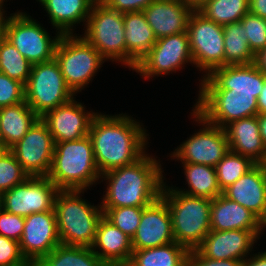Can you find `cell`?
I'll return each mask as SVG.
<instances>
[{
	"label": "cell",
	"instance_id": "obj_1",
	"mask_svg": "<svg viewBox=\"0 0 266 266\" xmlns=\"http://www.w3.org/2000/svg\"><path fill=\"white\" fill-rule=\"evenodd\" d=\"M146 132L142 123L126 113L112 116L97 112L89 128V136L100 174L140 159L149 140Z\"/></svg>",
	"mask_w": 266,
	"mask_h": 266
},
{
	"label": "cell",
	"instance_id": "obj_2",
	"mask_svg": "<svg viewBox=\"0 0 266 266\" xmlns=\"http://www.w3.org/2000/svg\"><path fill=\"white\" fill-rule=\"evenodd\" d=\"M155 157L144 154L136 162L112 169L101 175L107 188L101 208L147 207L161 195L163 169Z\"/></svg>",
	"mask_w": 266,
	"mask_h": 266
},
{
	"label": "cell",
	"instance_id": "obj_3",
	"mask_svg": "<svg viewBox=\"0 0 266 266\" xmlns=\"http://www.w3.org/2000/svg\"><path fill=\"white\" fill-rule=\"evenodd\" d=\"M47 177L59 190L85 191L97 183L101 174L95 162L90 136L55 143L52 164Z\"/></svg>",
	"mask_w": 266,
	"mask_h": 266
},
{
	"label": "cell",
	"instance_id": "obj_4",
	"mask_svg": "<svg viewBox=\"0 0 266 266\" xmlns=\"http://www.w3.org/2000/svg\"><path fill=\"white\" fill-rule=\"evenodd\" d=\"M84 190H59L54 200L60 243L67 246L92 247L99 221L104 216L101 206L89 204L80 195Z\"/></svg>",
	"mask_w": 266,
	"mask_h": 266
},
{
	"label": "cell",
	"instance_id": "obj_5",
	"mask_svg": "<svg viewBox=\"0 0 266 266\" xmlns=\"http://www.w3.org/2000/svg\"><path fill=\"white\" fill-rule=\"evenodd\" d=\"M165 184L160 197L170 212L174 240L189 251L195 250L211 231V199L187 195Z\"/></svg>",
	"mask_w": 266,
	"mask_h": 266
},
{
	"label": "cell",
	"instance_id": "obj_6",
	"mask_svg": "<svg viewBox=\"0 0 266 266\" xmlns=\"http://www.w3.org/2000/svg\"><path fill=\"white\" fill-rule=\"evenodd\" d=\"M54 58L74 95L87 87L106 61L95 47L77 34L61 35Z\"/></svg>",
	"mask_w": 266,
	"mask_h": 266
},
{
	"label": "cell",
	"instance_id": "obj_7",
	"mask_svg": "<svg viewBox=\"0 0 266 266\" xmlns=\"http://www.w3.org/2000/svg\"><path fill=\"white\" fill-rule=\"evenodd\" d=\"M83 37L107 61L121 62L126 66V42L123 13L110 9L96 0L90 10Z\"/></svg>",
	"mask_w": 266,
	"mask_h": 266
},
{
	"label": "cell",
	"instance_id": "obj_8",
	"mask_svg": "<svg viewBox=\"0 0 266 266\" xmlns=\"http://www.w3.org/2000/svg\"><path fill=\"white\" fill-rule=\"evenodd\" d=\"M49 33L26 12H16L4 19V38L33 65L54 58L60 33Z\"/></svg>",
	"mask_w": 266,
	"mask_h": 266
},
{
	"label": "cell",
	"instance_id": "obj_9",
	"mask_svg": "<svg viewBox=\"0 0 266 266\" xmlns=\"http://www.w3.org/2000/svg\"><path fill=\"white\" fill-rule=\"evenodd\" d=\"M74 96L67 87L55 58L32 65L25 85V102L39 118Z\"/></svg>",
	"mask_w": 266,
	"mask_h": 266
},
{
	"label": "cell",
	"instance_id": "obj_10",
	"mask_svg": "<svg viewBox=\"0 0 266 266\" xmlns=\"http://www.w3.org/2000/svg\"><path fill=\"white\" fill-rule=\"evenodd\" d=\"M194 110L208 123L224 128L232 121L258 114L257 93L199 89Z\"/></svg>",
	"mask_w": 266,
	"mask_h": 266
},
{
	"label": "cell",
	"instance_id": "obj_11",
	"mask_svg": "<svg viewBox=\"0 0 266 266\" xmlns=\"http://www.w3.org/2000/svg\"><path fill=\"white\" fill-rule=\"evenodd\" d=\"M190 50L195 67L207 76L224 66L223 26L209 20L197 9L192 12L187 27Z\"/></svg>",
	"mask_w": 266,
	"mask_h": 266
},
{
	"label": "cell",
	"instance_id": "obj_12",
	"mask_svg": "<svg viewBox=\"0 0 266 266\" xmlns=\"http://www.w3.org/2000/svg\"><path fill=\"white\" fill-rule=\"evenodd\" d=\"M192 111L193 119L204 128L182 142L170 156L182 163L215 167L230 150L226 132L224 128L208 123L194 109Z\"/></svg>",
	"mask_w": 266,
	"mask_h": 266
},
{
	"label": "cell",
	"instance_id": "obj_13",
	"mask_svg": "<svg viewBox=\"0 0 266 266\" xmlns=\"http://www.w3.org/2000/svg\"><path fill=\"white\" fill-rule=\"evenodd\" d=\"M186 63L194 65L187 32L157 39L133 71L148 80L154 76L176 73Z\"/></svg>",
	"mask_w": 266,
	"mask_h": 266
},
{
	"label": "cell",
	"instance_id": "obj_14",
	"mask_svg": "<svg viewBox=\"0 0 266 266\" xmlns=\"http://www.w3.org/2000/svg\"><path fill=\"white\" fill-rule=\"evenodd\" d=\"M55 149L46 123L39 118L9 150L30 177H47Z\"/></svg>",
	"mask_w": 266,
	"mask_h": 266
},
{
	"label": "cell",
	"instance_id": "obj_15",
	"mask_svg": "<svg viewBox=\"0 0 266 266\" xmlns=\"http://www.w3.org/2000/svg\"><path fill=\"white\" fill-rule=\"evenodd\" d=\"M58 191L48 177H29L2 193L3 210L22 217L54 210Z\"/></svg>",
	"mask_w": 266,
	"mask_h": 266
},
{
	"label": "cell",
	"instance_id": "obj_16",
	"mask_svg": "<svg viewBox=\"0 0 266 266\" xmlns=\"http://www.w3.org/2000/svg\"><path fill=\"white\" fill-rule=\"evenodd\" d=\"M19 244L24 258L31 266H35L60 245L55 210L25 217Z\"/></svg>",
	"mask_w": 266,
	"mask_h": 266
},
{
	"label": "cell",
	"instance_id": "obj_17",
	"mask_svg": "<svg viewBox=\"0 0 266 266\" xmlns=\"http://www.w3.org/2000/svg\"><path fill=\"white\" fill-rule=\"evenodd\" d=\"M75 98L41 117L55 143L79 140L89 135L91 122L97 112L85 111V106Z\"/></svg>",
	"mask_w": 266,
	"mask_h": 266
},
{
	"label": "cell",
	"instance_id": "obj_18",
	"mask_svg": "<svg viewBox=\"0 0 266 266\" xmlns=\"http://www.w3.org/2000/svg\"><path fill=\"white\" fill-rule=\"evenodd\" d=\"M133 250L149 249L175 242L167 203L159 197L145 207L131 239Z\"/></svg>",
	"mask_w": 266,
	"mask_h": 266
},
{
	"label": "cell",
	"instance_id": "obj_19",
	"mask_svg": "<svg viewBox=\"0 0 266 266\" xmlns=\"http://www.w3.org/2000/svg\"><path fill=\"white\" fill-rule=\"evenodd\" d=\"M262 231L211 230L197 250L214 260L237 259L244 261L253 250L254 243L260 239ZM250 251V252H249ZM249 253V254H248Z\"/></svg>",
	"mask_w": 266,
	"mask_h": 266
},
{
	"label": "cell",
	"instance_id": "obj_20",
	"mask_svg": "<svg viewBox=\"0 0 266 266\" xmlns=\"http://www.w3.org/2000/svg\"><path fill=\"white\" fill-rule=\"evenodd\" d=\"M200 80L199 89H229L231 92L257 93L258 98L264 87L266 75L252 63L218 67Z\"/></svg>",
	"mask_w": 266,
	"mask_h": 266
},
{
	"label": "cell",
	"instance_id": "obj_21",
	"mask_svg": "<svg viewBox=\"0 0 266 266\" xmlns=\"http://www.w3.org/2000/svg\"><path fill=\"white\" fill-rule=\"evenodd\" d=\"M194 11L185 0H155L143 13L157 39L187 32Z\"/></svg>",
	"mask_w": 266,
	"mask_h": 266
},
{
	"label": "cell",
	"instance_id": "obj_22",
	"mask_svg": "<svg viewBox=\"0 0 266 266\" xmlns=\"http://www.w3.org/2000/svg\"><path fill=\"white\" fill-rule=\"evenodd\" d=\"M222 194L254 213L266 225V173L256 164Z\"/></svg>",
	"mask_w": 266,
	"mask_h": 266
},
{
	"label": "cell",
	"instance_id": "obj_23",
	"mask_svg": "<svg viewBox=\"0 0 266 266\" xmlns=\"http://www.w3.org/2000/svg\"><path fill=\"white\" fill-rule=\"evenodd\" d=\"M210 227L216 231H263L266 225L250 210L220 194L211 200Z\"/></svg>",
	"mask_w": 266,
	"mask_h": 266
},
{
	"label": "cell",
	"instance_id": "obj_24",
	"mask_svg": "<svg viewBox=\"0 0 266 266\" xmlns=\"http://www.w3.org/2000/svg\"><path fill=\"white\" fill-rule=\"evenodd\" d=\"M91 248L107 266H127L133 252L131 238L104 216L99 221Z\"/></svg>",
	"mask_w": 266,
	"mask_h": 266
},
{
	"label": "cell",
	"instance_id": "obj_25",
	"mask_svg": "<svg viewBox=\"0 0 266 266\" xmlns=\"http://www.w3.org/2000/svg\"><path fill=\"white\" fill-rule=\"evenodd\" d=\"M230 151L262 164L266 157L257 116L230 122L224 127Z\"/></svg>",
	"mask_w": 266,
	"mask_h": 266
},
{
	"label": "cell",
	"instance_id": "obj_26",
	"mask_svg": "<svg viewBox=\"0 0 266 266\" xmlns=\"http://www.w3.org/2000/svg\"><path fill=\"white\" fill-rule=\"evenodd\" d=\"M123 21L126 42V66L134 70L139 61L156 43L157 38L143 11L124 13Z\"/></svg>",
	"mask_w": 266,
	"mask_h": 266
},
{
	"label": "cell",
	"instance_id": "obj_27",
	"mask_svg": "<svg viewBox=\"0 0 266 266\" xmlns=\"http://www.w3.org/2000/svg\"><path fill=\"white\" fill-rule=\"evenodd\" d=\"M44 6L53 28L61 35H73L75 24H87L96 0H37Z\"/></svg>",
	"mask_w": 266,
	"mask_h": 266
},
{
	"label": "cell",
	"instance_id": "obj_28",
	"mask_svg": "<svg viewBox=\"0 0 266 266\" xmlns=\"http://www.w3.org/2000/svg\"><path fill=\"white\" fill-rule=\"evenodd\" d=\"M39 117L26 102L0 108V141L6 149L19 142Z\"/></svg>",
	"mask_w": 266,
	"mask_h": 266
},
{
	"label": "cell",
	"instance_id": "obj_29",
	"mask_svg": "<svg viewBox=\"0 0 266 266\" xmlns=\"http://www.w3.org/2000/svg\"><path fill=\"white\" fill-rule=\"evenodd\" d=\"M189 250L177 242L133 250L127 266H188Z\"/></svg>",
	"mask_w": 266,
	"mask_h": 266
},
{
	"label": "cell",
	"instance_id": "obj_30",
	"mask_svg": "<svg viewBox=\"0 0 266 266\" xmlns=\"http://www.w3.org/2000/svg\"><path fill=\"white\" fill-rule=\"evenodd\" d=\"M188 190L172 187L184 194L214 199L222 194L217 182L215 167L203 164L182 163Z\"/></svg>",
	"mask_w": 266,
	"mask_h": 266
},
{
	"label": "cell",
	"instance_id": "obj_31",
	"mask_svg": "<svg viewBox=\"0 0 266 266\" xmlns=\"http://www.w3.org/2000/svg\"><path fill=\"white\" fill-rule=\"evenodd\" d=\"M224 66L252 64L254 54L250 49L241 22L223 25Z\"/></svg>",
	"mask_w": 266,
	"mask_h": 266
},
{
	"label": "cell",
	"instance_id": "obj_32",
	"mask_svg": "<svg viewBox=\"0 0 266 266\" xmlns=\"http://www.w3.org/2000/svg\"><path fill=\"white\" fill-rule=\"evenodd\" d=\"M35 266H107L91 247L60 244Z\"/></svg>",
	"mask_w": 266,
	"mask_h": 266
},
{
	"label": "cell",
	"instance_id": "obj_33",
	"mask_svg": "<svg viewBox=\"0 0 266 266\" xmlns=\"http://www.w3.org/2000/svg\"><path fill=\"white\" fill-rule=\"evenodd\" d=\"M197 10L223 26L240 22L249 12V0H206Z\"/></svg>",
	"mask_w": 266,
	"mask_h": 266
},
{
	"label": "cell",
	"instance_id": "obj_34",
	"mask_svg": "<svg viewBox=\"0 0 266 266\" xmlns=\"http://www.w3.org/2000/svg\"><path fill=\"white\" fill-rule=\"evenodd\" d=\"M31 69L32 64L3 38L0 41V72L26 85Z\"/></svg>",
	"mask_w": 266,
	"mask_h": 266
},
{
	"label": "cell",
	"instance_id": "obj_35",
	"mask_svg": "<svg viewBox=\"0 0 266 266\" xmlns=\"http://www.w3.org/2000/svg\"><path fill=\"white\" fill-rule=\"evenodd\" d=\"M256 165L250 158L228 151L215 166L217 182L221 191L236 182Z\"/></svg>",
	"mask_w": 266,
	"mask_h": 266
},
{
	"label": "cell",
	"instance_id": "obj_36",
	"mask_svg": "<svg viewBox=\"0 0 266 266\" xmlns=\"http://www.w3.org/2000/svg\"><path fill=\"white\" fill-rule=\"evenodd\" d=\"M145 207H116L102 208L104 217L131 239L133 238L141 220Z\"/></svg>",
	"mask_w": 266,
	"mask_h": 266
},
{
	"label": "cell",
	"instance_id": "obj_37",
	"mask_svg": "<svg viewBox=\"0 0 266 266\" xmlns=\"http://www.w3.org/2000/svg\"><path fill=\"white\" fill-rule=\"evenodd\" d=\"M29 177L9 149L0 155V193L12 189Z\"/></svg>",
	"mask_w": 266,
	"mask_h": 266
},
{
	"label": "cell",
	"instance_id": "obj_38",
	"mask_svg": "<svg viewBox=\"0 0 266 266\" xmlns=\"http://www.w3.org/2000/svg\"><path fill=\"white\" fill-rule=\"evenodd\" d=\"M251 51L255 55L266 47V19L248 12L241 20Z\"/></svg>",
	"mask_w": 266,
	"mask_h": 266
},
{
	"label": "cell",
	"instance_id": "obj_39",
	"mask_svg": "<svg viewBox=\"0 0 266 266\" xmlns=\"http://www.w3.org/2000/svg\"><path fill=\"white\" fill-rule=\"evenodd\" d=\"M25 102V85L0 72V108Z\"/></svg>",
	"mask_w": 266,
	"mask_h": 266
},
{
	"label": "cell",
	"instance_id": "obj_40",
	"mask_svg": "<svg viewBox=\"0 0 266 266\" xmlns=\"http://www.w3.org/2000/svg\"><path fill=\"white\" fill-rule=\"evenodd\" d=\"M0 266H31L17 241L0 235Z\"/></svg>",
	"mask_w": 266,
	"mask_h": 266
},
{
	"label": "cell",
	"instance_id": "obj_41",
	"mask_svg": "<svg viewBox=\"0 0 266 266\" xmlns=\"http://www.w3.org/2000/svg\"><path fill=\"white\" fill-rule=\"evenodd\" d=\"M24 223L25 217L2 210L0 212V235L19 242L23 233Z\"/></svg>",
	"mask_w": 266,
	"mask_h": 266
},
{
	"label": "cell",
	"instance_id": "obj_42",
	"mask_svg": "<svg viewBox=\"0 0 266 266\" xmlns=\"http://www.w3.org/2000/svg\"><path fill=\"white\" fill-rule=\"evenodd\" d=\"M107 7L120 13L140 12L155 0H100Z\"/></svg>",
	"mask_w": 266,
	"mask_h": 266
},
{
	"label": "cell",
	"instance_id": "obj_43",
	"mask_svg": "<svg viewBox=\"0 0 266 266\" xmlns=\"http://www.w3.org/2000/svg\"><path fill=\"white\" fill-rule=\"evenodd\" d=\"M188 266H243V261L237 259L214 260L204 257L197 249L190 250Z\"/></svg>",
	"mask_w": 266,
	"mask_h": 266
},
{
	"label": "cell",
	"instance_id": "obj_44",
	"mask_svg": "<svg viewBox=\"0 0 266 266\" xmlns=\"http://www.w3.org/2000/svg\"><path fill=\"white\" fill-rule=\"evenodd\" d=\"M249 12L266 19V0H249Z\"/></svg>",
	"mask_w": 266,
	"mask_h": 266
},
{
	"label": "cell",
	"instance_id": "obj_45",
	"mask_svg": "<svg viewBox=\"0 0 266 266\" xmlns=\"http://www.w3.org/2000/svg\"><path fill=\"white\" fill-rule=\"evenodd\" d=\"M243 261V266H266V251L252 254Z\"/></svg>",
	"mask_w": 266,
	"mask_h": 266
},
{
	"label": "cell",
	"instance_id": "obj_46",
	"mask_svg": "<svg viewBox=\"0 0 266 266\" xmlns=\"http://www.w3.org/2000/svg\"><path fill=\"white\" fill-rule=\"evenodd\" d=\"M253 64L259 69L264 75H266V47L258 51L254 55Z\"/></svg>",
	"mask_w": 266,
	"mask_h": 266
},
{
	"label": "cell",
	"instance_id": "obj_47",
	"mask_svg": "<svg viewBox=\"0 0 266 266\" xmlns=\"http://www.w3.org/2000/svg\"><path fill=\"white\" fill-rule=\"evenodd\" d=\"M258 114H266V80L260 95L257 98Z\"/></svg>",
	"mask_w": 266,
	"mask_h": 266
},
{
	"label": "cell",
	"instance_id": "obj_48",
	"mask_svg": "<svg viewBox=\"0 0 266 266\" xmlns=\"http://www.w3.org/2000/svg\"><path fill=\"white\" fill-rule=\"evenodd\" d=\"M256 116L259 123V132L266 150V114H257Z\"/></svg>",
	"mask_w": 266,
	"mask_h": 266
},
{
	"label": "cell",
	"instance_id": "obj_49",
	"mask_svg": "<svg viewBox=\"0 0 266 266\" xmlns=\"http://www.w3.org/2000/svg\"><path fill=\"white\" fill-rule=\"evenodd\" d=\"M206 0H186V2L193 7L194 9H197L199 6H201Z\"/></svg>",
	"mask_w": 266,
	"mask_h": 266
},
{
	"label": "cell",
	"instance_id": "obj_50",
	"mask_svg": "<svg viewBox=\"0 0 266 266\" xmlns=\"http://www.w3.org/2000/svg\"><path fill=\"white\" fill-rule=\"evenodd\" d=\"M6 11H4V8H3V3L0 1V24H4V19H5V15L4 14Z\"/></svg>",
	"mask_w": 266,
	"mask_h": 266
},
{
	"label": "cell",
	"instance_id": "obj_51",
	"mask_svg": "<svg viewBox=\"0 0 266 266\" xmlns=\"http://www.w3.org/2000/svg\"><path fill=\"white\" fill-rule=\"evenodd\" d=\"M4 38V24H0V41Z\"/></svg>",
	"mask_w": 266,
	"mask_h": 266
},
{
	"label": "cell",
	"instance_id": "obj_52",
	"mask_svg": "<svg viewBox=\"0 0 266 266\" xmlns=\"http://www.w3.org/2000/svg\"><path fill=\"white\" fill-rule=\"evenodd\" d=\"M6 150L5 146L3 143L0 141V155Z\"/></svg>",
	"mask_w": 266,
	"mask_h": 266
},
{
	"label": "cell",
	"instance_id": "obj_53",
	"mask_svg": "<svg viewBox=\"0 0 266 266\" xmlns=\"http://www.w3.org/2000/svg\"><path fill=\"white\" fill-rule=\"evenodd\" d=\"M3 210L2 193H0V212Z\"/></svg>",
	"mask_w": 266,
	"mask_h": 266
},
{
	"label": "cell",
	"instance_id": "obj_54",
	"mask_svg": "<svg viewBox=\"0 0 266 266\" xmlns=\"http://www.w3.org/2000/svg\"><path fill=\"white\" fill-rule=\"evenodd\" d=\"M262 165H263V167H264V170H265V173H266V157H265V159H264V161H263Z\"/></svg>",
	"mask_w": 266,
	"mask_h": 266
}]
</instances>
